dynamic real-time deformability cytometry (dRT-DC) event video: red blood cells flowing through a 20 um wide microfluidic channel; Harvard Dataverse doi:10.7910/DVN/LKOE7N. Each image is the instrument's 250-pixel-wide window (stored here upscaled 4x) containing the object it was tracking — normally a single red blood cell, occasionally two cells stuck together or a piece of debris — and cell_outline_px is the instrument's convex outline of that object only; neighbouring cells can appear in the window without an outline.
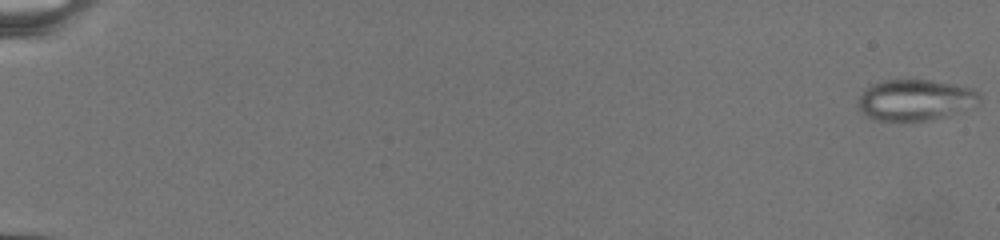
{"species": "common noctule bat (a hibernating species)", "species_latin": "Nyctalus noctula", "temperature_condition": "warm", "stored_images_in_passage": 54, "camera_frame_rate_fps": 3000, "um_per_image_px": 0.085, "animal": {"sex": "female", "body_mass_g": 19.5, "forearm_length_mm": 54.1}, "frame": {"image": 1, "passage_image": 1, "time_ms": 0.0, "image_size_px": [1000, 240], "cell_outline_px": [[980, 104], [972, 108], [944, 116], [928, 120], [872, 120], [864, 116], [860, 108], [860, 96], [872, 84], [884, 80], [928, 80], [952, 84], [972, 88], [980, 92]], "centroid_in_image_um": [77.85, 8.5], "position_along_channel_um": 7.1, "area_um2": 28.84}}
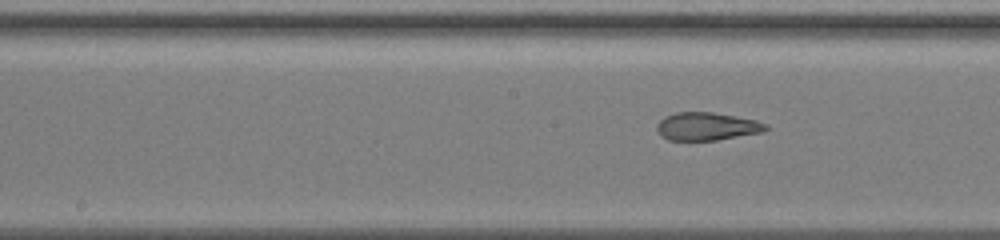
{"frame": {"image": 2, "passage_image": 33, "time_ms": 13.667, "image_size_px": [1000, 240], "cell_outline_px": [[768, 128], [764, 132], [716, 140], [668, 140], [660, 136], [656, 128], [656, 124], [664, 116], [676, 112], [712, 112], [756, 120], [768, 124]], "centroid_in_image_um": [60.06, 10.74], "position_along_channel_um": 188.1, "area_um2": 17.86}}
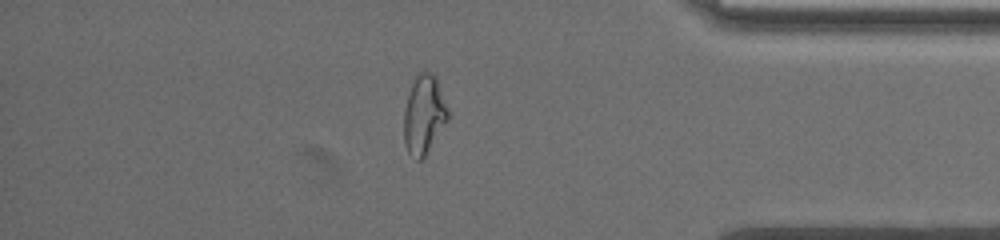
{"frame": {"image": 3, "passage_image": 48, "time_ms": 21.667, "image_size_px": [1000, 240], "cell_outline_px": [[448, 120], [424, 156], [420, 160], [416, 160], [408, 152], [404, 144], [404, 108], [412, 84], [416, 76], [420, 72], [432, 72], [436, 76], [448, 108]], "centroid_in_image_um": [36.03, 9.74], "position_along_channel_um": 399.2, "area_um2": 20.06}}